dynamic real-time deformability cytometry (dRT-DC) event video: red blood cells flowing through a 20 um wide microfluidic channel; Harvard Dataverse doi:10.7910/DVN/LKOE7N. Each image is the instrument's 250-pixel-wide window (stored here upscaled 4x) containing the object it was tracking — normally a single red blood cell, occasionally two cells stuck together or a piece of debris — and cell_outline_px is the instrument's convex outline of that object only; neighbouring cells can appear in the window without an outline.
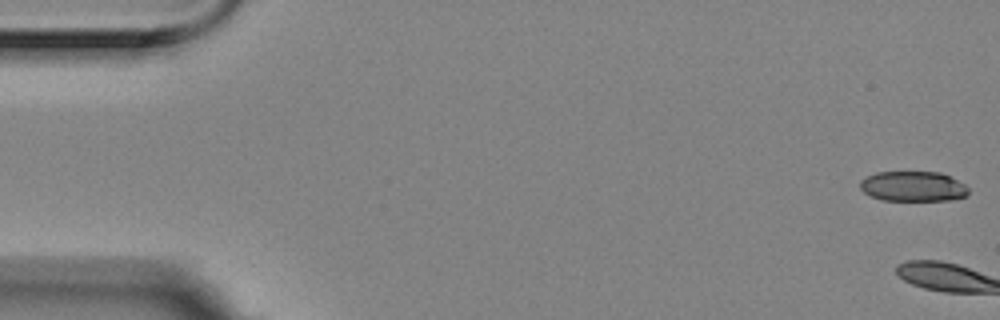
{"species": "Egyptian fruit bat (a non-hibernating species)", "species_latin": "Rousettus aegyptiacus", "temperature_condition": "room temperature", "stored_images_in_passage": 3, "camera_frame_rate_fps": 3000, "um_per_image_px": 0.085, "animal": {"sex": "female"}, "frame": {"image": 1, "passage_image": 1, "time_ms": 0.0, "image_size_px": [1000, 320], "cell_outline_px": [[968, 196], [952, 200], [880, 200], [864, 192], [860, 188], [860, 180], [876, 172], [940, 172], [964, 184], [968, 188]], "centroid_in_image_um": [77.61, 15.84], "position_along_channel_um": 7.4, "area_um2": 18.96}}